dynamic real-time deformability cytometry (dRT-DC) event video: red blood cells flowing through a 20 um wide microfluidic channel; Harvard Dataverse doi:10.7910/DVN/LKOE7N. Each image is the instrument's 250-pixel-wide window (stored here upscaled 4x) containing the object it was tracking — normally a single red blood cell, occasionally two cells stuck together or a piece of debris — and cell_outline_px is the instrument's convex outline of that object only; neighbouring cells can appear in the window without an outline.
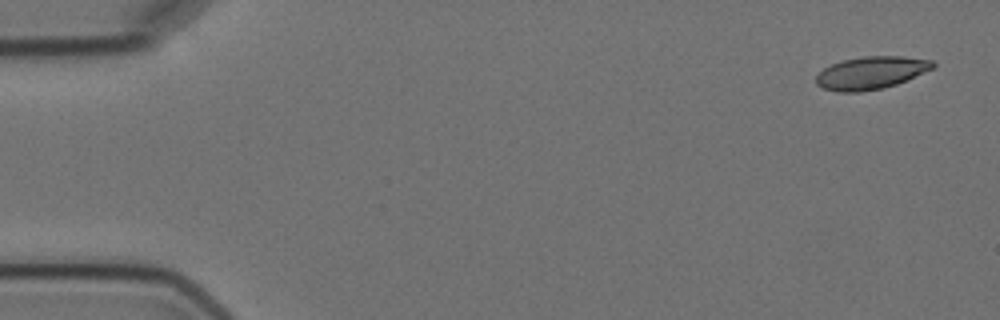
{"species": "Egyptian fruit bat (a non-hibernating species)", "species_latin": "Rousettus aegyptiacus", "temperature_condition": "cold", "stored_images_in_passage": 4, "camera_frame_rate_fps": 3000, "um_per_image_px": 0.085, "animal": {"sex": "female"}, "frame": {"image": 1, "passage_image": 1, "time_ms": 0.0, "image_size_px": [1000, 320], "cell_outline_px": [[936, 64], [932, 68], [896, 84], [884, 88], [860, 92], [836, 92], [824, 88], [816, 84], [816, 76], [824, 68], [832, 64], [844, 60], [860, 56], [904, 56], [932, 60]], "centroid_in_image_um": [74.01, 6.19], "position_along_channel_um": 11.0, "area_um2": 22.08}}
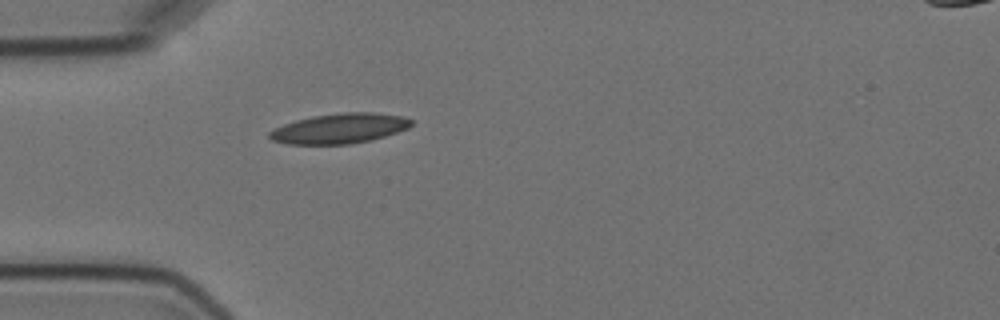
{"frame": {"image": 2, "passage_image": 4, "time_ms": 4.667, "image_size_px": [1000, 320], "cell_outline_px": [[412, 124], [408, 128], [372, 140], [348, 144], [288, 144], [272, 140], [268, 136], [268, 132], [284, 124], [296, 120], [312, 116], [344, 112], [372, 112], [400, 116], [412, 120]], "centroid_in_image_um": [28.85, 10.92], "position_along_channel_um": 56.2, "area_um2": 24.62}}